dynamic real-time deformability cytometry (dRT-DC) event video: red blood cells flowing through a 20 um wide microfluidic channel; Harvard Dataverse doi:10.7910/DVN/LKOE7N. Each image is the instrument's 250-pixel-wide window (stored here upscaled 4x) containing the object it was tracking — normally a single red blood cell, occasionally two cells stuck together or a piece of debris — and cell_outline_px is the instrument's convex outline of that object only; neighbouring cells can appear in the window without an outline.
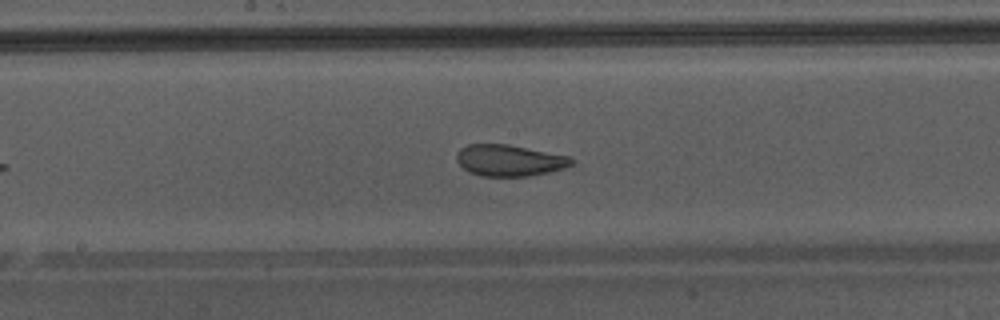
{"species": "Egyptian fruit bat (a non-hibernating species)", "species_latin": "Rousettus aegyptiacus", "temperature_condition": "warm", "stored_images_in_passage": 28, "camera_frame_rate_fps": 3000, "um_per_image_px": 0.085, "animal": {"sex": "male"}, "frame": {"image": 1, "passage_image": 16, "time_ms": 5.0, "image_size_px": [1000, 320], "cell_outline_px": [[572, 164], [564, 168], [548, 172], [528, 176], [484, 176], [468, 172], [456, 160], [456, 152], [460, 148], [468, 144], [508, 144], [568, 156], [572, 160]], "centroid_in_image_um": [43.25, 13.63], "position_along_channel_um": 205.0, "area_um2": 20.87}}
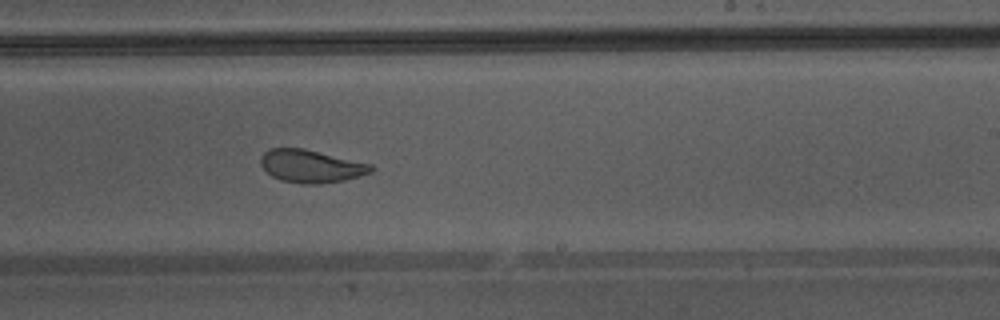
{"frame": {"image": 2, "passage_image": 20, "time_ms": 6.333, "image_size_px": [1000, 320], "cell_outline_px": [[376, 168], [372, 172], [344, 180], [320, 184], [304, 184], [280, 180], [272, 176], [260, 164], [260, 156], [264, 152], [272, 148], [304, 148], [372, 164]], "centroid_in_image_um": [26.45, 14.12], "position_along_channel_um": 262.6, "area_um2": 21.15}, "authors_computed_cell_mechanics": {"area_um2": 22.0507, "velocity_mm_per_s": 4.3441, "shape_relaxation_time_tau1_ms": 7.0473, "shape_relaxation_time_tau2_ms": 1.2484, "deformation_change_tau1": 0.1816, "deformation_change_tau2": 0.076}}